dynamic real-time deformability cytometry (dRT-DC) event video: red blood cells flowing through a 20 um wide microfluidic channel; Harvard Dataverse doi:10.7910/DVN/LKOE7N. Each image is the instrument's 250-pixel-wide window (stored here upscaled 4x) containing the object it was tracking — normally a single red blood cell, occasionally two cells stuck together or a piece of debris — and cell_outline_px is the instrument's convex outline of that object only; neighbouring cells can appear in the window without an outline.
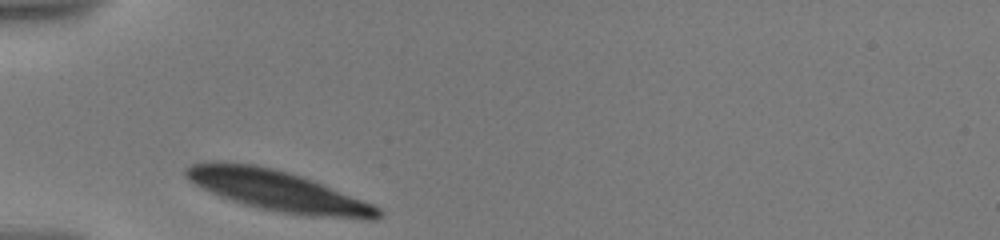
{"species": "human", "species_latin": "Homo sapiens", "temperature_condition": "warm", "stored_images_in_passage": 3, "camera_frame_rate_fps": 3000, "um_per_image_px": 0.085, "donor": {"sex": "male"}, "frame": {"image": 1, "passage_image": 1, "time_ms": 0.0, "image_size_px": [1000, 240], "cell_outline_px": [[384, 216], [376, 220], [364, 220], [300, 216], [260, 208], [244, 204], [220, 196], [188, 180], [184, 176], [184, 168], [192, 164], [208, 160], [212, 160], [252, 164], [272, 168], [288, 172], [312, 180], [372, 204], [380, 208], [384, 212]], "centroid_in_image_um": [23.65, 16.24], "position_along_channel_um": 61.3, "area_um2": 45.72}}
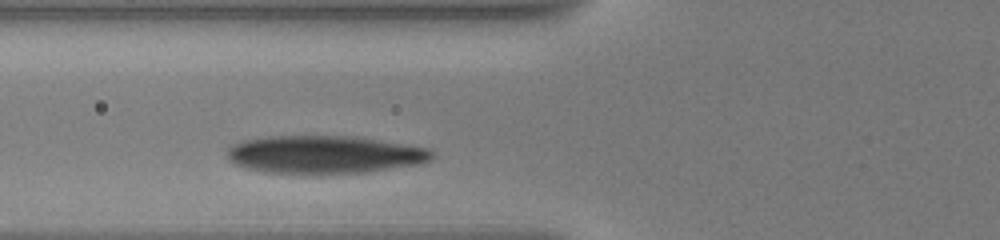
{"frame": {"image": 2, "passage_image": 3, "time_ms": 1.333, "image_size_px": [1000, 240], "cell_outline_px": [[432, 160], [420, 164], [368, 172], [332, 176], [308, 176], [260, 172], [244, 168], [236, 164], [228, 156], [228, 148], [232, 144], [244, 140], [268, 136], [340, 136], [372, 140], [428, 148], [432, 152]], "centroid_in_image_um": [27.51, 13.2], "position_along_channel_um": 98.3, "area_um2": 46.07}}